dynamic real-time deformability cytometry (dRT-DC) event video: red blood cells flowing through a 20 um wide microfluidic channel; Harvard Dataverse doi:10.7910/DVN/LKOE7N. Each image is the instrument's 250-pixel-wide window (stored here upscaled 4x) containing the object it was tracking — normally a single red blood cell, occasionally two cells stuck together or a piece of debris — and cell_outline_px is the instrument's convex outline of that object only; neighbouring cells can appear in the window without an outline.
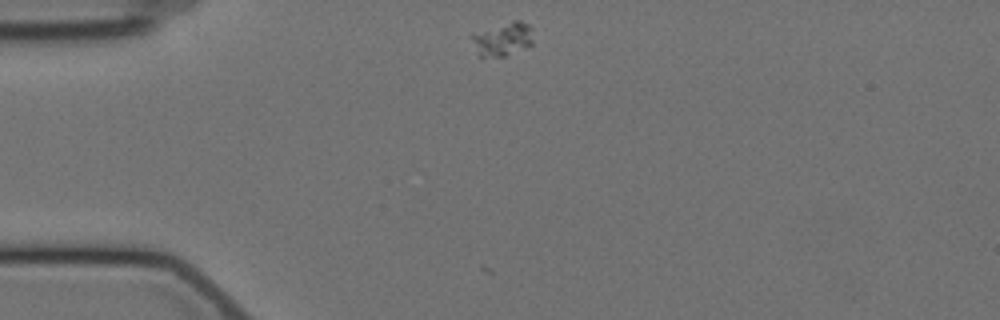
{"species": "Egyptian fruit bat (a non-hibernating species)", "species_latin": "Rousettus aegyptiacus", "temperature_condition": "cold", "stored_images_in_passage": 32, "camera_frame_rate_fps": 3000, "um_per_image_px": 0.085, "animal": {"sex": "female"}, "frame": {"image": 1, "passage_image": 1, "time_ms": 0.0, "image_size_px": [1000, 320], "cell_outline_px": [[532, 44], [528, 48], [504, 56], [480, 56], [472, 36], [472, 32], [512, 20], [520, 20], [528, 24], [532, 28]], "centroid_in_image_um": [42.79, 3.29], "position_along_channel_um": 42.2, "area_um2": 12.02}}
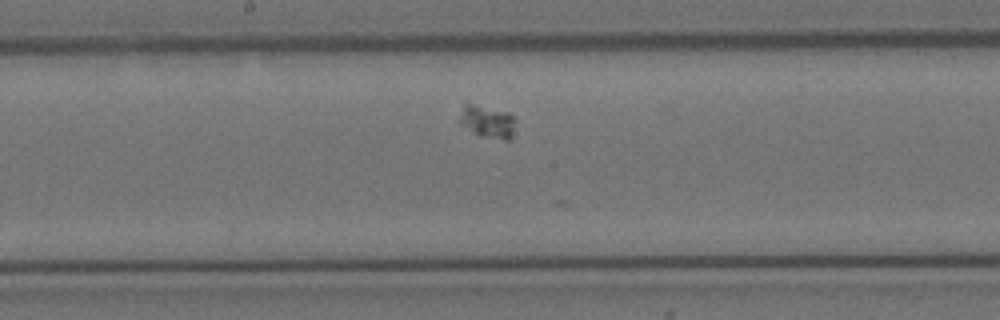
{"frame": {"image": 2, "passage_image": 18, "time_ms": 5.667, "image_size_px": [1000, 320], "cell_outline_px": [[512, 136], [508, 140], [504, 140], [480, 136], [460, 124], [460, 116], [464, 104], [468, 104], [508, 112], [512, 116]], "centroid_in_image_um": [41.4, 10.36], "position_along_channel_um": 206.8, "area_um2": 10.06}}
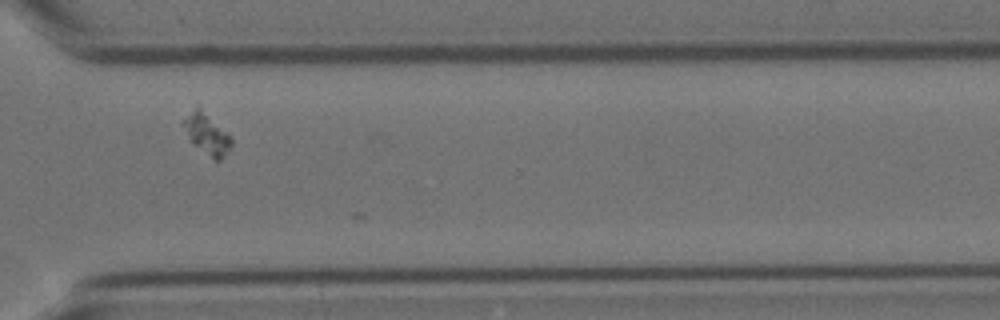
{"frame": {"image": 3, "passage_image": 31, "time_ms": 10.0, "image_size_px": [1000, 320], "cell_outline_px": [[232, 144], [224, 156], [220, 160], [216, 160], [192, 144], [180, 124], [180, 120], [196, 104], [200, 104], [232, 140]], "centroid_in_image_um": [17.48, 11.29], "position_along_channel_um": 353.1, "area_um2": 11.68}}